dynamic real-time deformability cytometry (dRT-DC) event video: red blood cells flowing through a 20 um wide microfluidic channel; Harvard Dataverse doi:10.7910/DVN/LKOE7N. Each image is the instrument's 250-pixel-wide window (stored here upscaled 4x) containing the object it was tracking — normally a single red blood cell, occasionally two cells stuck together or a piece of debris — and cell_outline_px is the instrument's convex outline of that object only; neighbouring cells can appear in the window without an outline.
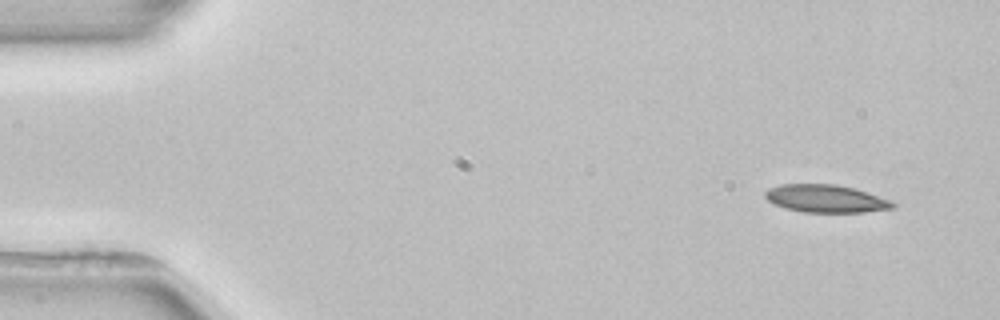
{"species": "common noctule bat (a hibernating species)", "species_latin": "Nyctalus noctula", "temperature_condition": "room temperature", "stored_images_in_passage": 3, "camera_frame_rate_fps": 3000, "um_per_image_px": 0.085, "animal": {"sex": "female", "body_mass_g": 22.7, "forearm_length_mm": 54.2}, "frame": {"image": 1, "passage_image": 1, "time_ms": 0.0, "image_size_px": [1000, 320], "cell_outline_px": [[896, 204], [892, 208], [864, 212], [804, 212], [784, 208], [768, 200], [764, 196], [764, 192], [768, 188], [780, 184], [836, 184], [868, 192], [892, 200]], "centroid_in_image_um": [70.19, 16.87], "position_along_channel_um": 14.8, "area_um2": 20.63}}